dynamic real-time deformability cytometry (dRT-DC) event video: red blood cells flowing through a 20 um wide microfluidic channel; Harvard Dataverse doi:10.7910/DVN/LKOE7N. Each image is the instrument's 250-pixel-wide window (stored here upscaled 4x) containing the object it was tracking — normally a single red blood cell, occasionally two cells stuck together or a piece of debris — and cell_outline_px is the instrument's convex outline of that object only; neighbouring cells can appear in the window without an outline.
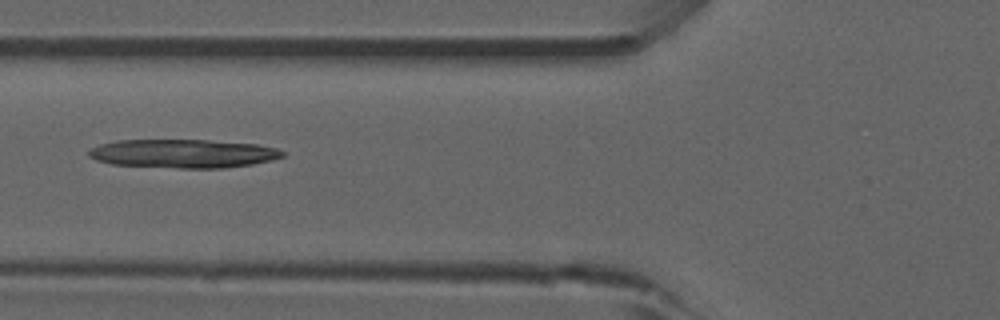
{"species": "common noctule bat (a hibernating species)", "species_latin": "Nyctalus noctula", "temperature_condition": "room temperature", "stored_images_in_passage": 46, "camera_frame_rate_fps": 3000, "um_per_image_px": 0.085, "animal": {"sex": "male", "forearm_length_mm": 52.5}, "frame": {"image": 1, "passage_image": 20, "time_ms": 6.333, "image_size_px": [1000, 320], "cell_outline_px": [[284, 156], [272, 160], [252, 164], [224, 168], [176, 168], [112, 164], [96, 160], [88, 156], [88, 152], [92, 148], [100, 144], [116, 140], [208, 140], [256, 144], [276, 148], [284, 152]], "centroid_in_image_um": [15.56, 13.05], "position_along_channel_um": 110.2, "area_um2": 32.31}}